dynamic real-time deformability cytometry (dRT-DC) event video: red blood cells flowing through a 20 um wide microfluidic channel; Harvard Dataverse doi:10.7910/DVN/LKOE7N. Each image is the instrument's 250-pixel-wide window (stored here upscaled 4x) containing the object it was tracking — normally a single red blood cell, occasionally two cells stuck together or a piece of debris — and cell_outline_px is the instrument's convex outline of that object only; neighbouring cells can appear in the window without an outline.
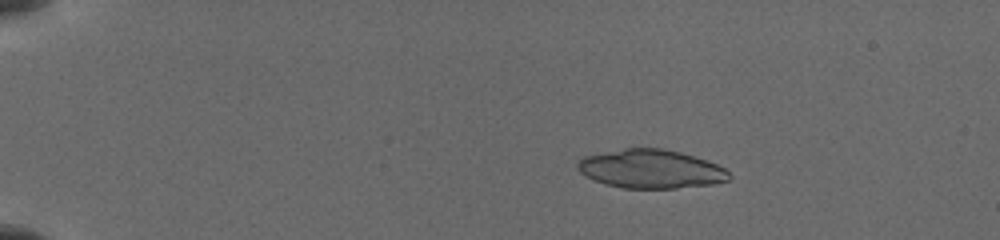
{"species": "common noctule bat (a hibernating species)", "species_latin": "Nyctalus noctula", "temperature_condition": "cold", "stored_images_in_passage": 7, "camera_frame_rate_fps": 3000, "um_per_image_px": 0.085, "animal": {"sex": "female", "body_mass_g": 19.5, "forearm_length_mm": 54.1}, "frame": {"image": 1, "passage_image": 1, "time_ms": 0.0, "image_size_px": [1000, 240], "cell_outline_px": [[732, 176], [728, 180], [712, 184], [676, 188], [624, 188], [608, 184], [596, 180], [580, 172], [576, 168], [576, 164], [584, 156], [624, 148], [660, 148], [680, 152], [716, 164], [724, 168]], "centroid_in_image_um": [55.32, 14.36], "position_along_channel_um": 29.7, "area_um2": 33.76}}